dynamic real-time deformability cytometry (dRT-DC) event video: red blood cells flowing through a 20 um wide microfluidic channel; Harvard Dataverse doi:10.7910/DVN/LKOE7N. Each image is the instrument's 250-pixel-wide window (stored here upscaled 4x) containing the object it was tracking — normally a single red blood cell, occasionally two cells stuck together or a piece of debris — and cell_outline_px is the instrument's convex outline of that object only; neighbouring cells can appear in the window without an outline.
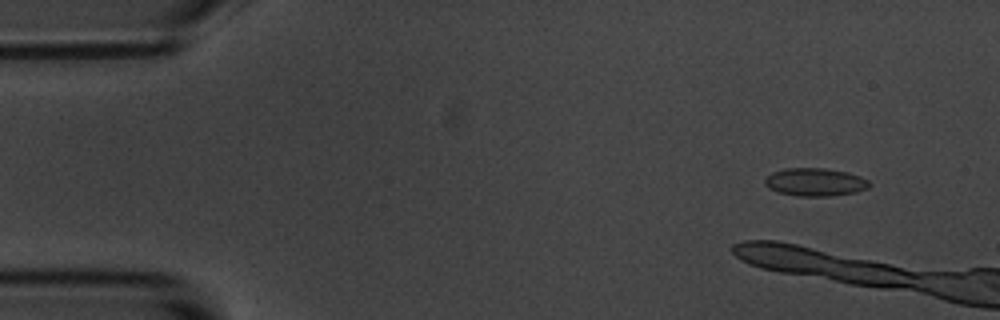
{"species": "common noctule bat (a hibernating species)", "species_latin": "Nyctalus noctula", "temperature_condition": "room temperature", "stored_images_in_passage": 4, "camera_frame_rate_fps": 3000, "um_per_image_px": 0.085, "animal": {"sex": "male", "body_mass_g": 20.1, "forearm_length_mm": 53.5}, "frame": {"image": 1, "passage_image": 2, "time_ms": 1.0, "image_size_px": [1000, 320], "cell_outline_px": [[872, 184], [868, 188], [856, 192], [832, 196], [796, 196], [776, 192], [768, 188], [764, 184], [764, 180], [772, 172], [784, 168], [824, 168], [848, 172], [860, 176], [868, 180]], "centroid_in_image_um": [69.28, 15.48], "position_along_channel_um": 15.7, "area_um2": 17.28}}